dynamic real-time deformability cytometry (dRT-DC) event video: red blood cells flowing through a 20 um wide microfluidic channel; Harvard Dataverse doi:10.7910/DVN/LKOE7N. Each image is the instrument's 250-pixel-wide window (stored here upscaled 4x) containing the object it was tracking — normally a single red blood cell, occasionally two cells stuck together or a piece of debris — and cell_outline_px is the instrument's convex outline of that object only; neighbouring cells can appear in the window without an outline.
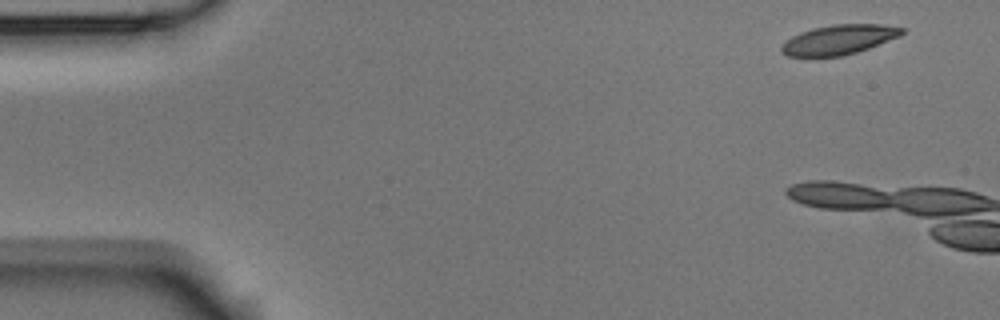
{"species": "Egyptian fruit bat (a non-hibernating species)", "species_latin": "Rousettus aegyptiacus", "temperature_condition": "room temperature", "stored_images_in_passage": 6, "camera_frame_rate_fps": 3000, "um_per_image_px": 0.085, "animal": {"sex": "male"}, "frame": {"image": 1, "passage_image": 1, "time_ms": 0.0, "image_size_px": [1000, 320], "cell_outline_px": [[908, 28], [900, 36], [868, 48], [844, 56], [788, 56], [780, 52], [780, 48], [792, 36], [800, 32], [812, 28], [832, 24], [884, 24]], "centroid_in_image_um": [71.35, 3.35], "position_along_channel_um": 13.7, "area_um2": 20.87}}
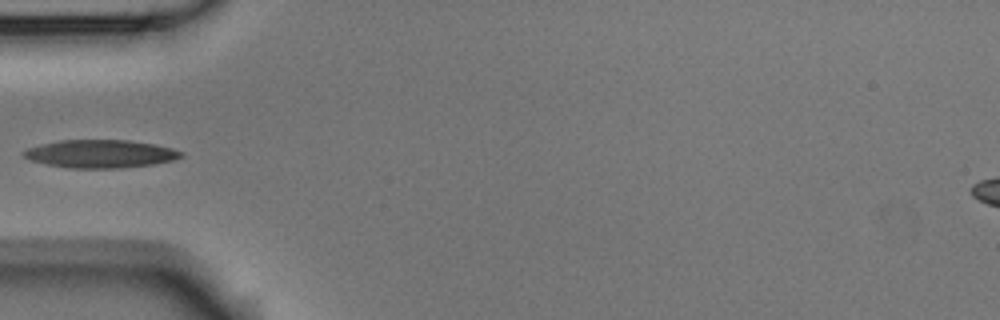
{"frame": {"image": 2, "passage_image": 6, "time_ms": 1.667, "image_size_px": [1000, 320], "cell_outline_px": [[184, 156], [172, 160], [152, 164], [120, 168], [68, 168], [48, 164], [32, 160], [24, 156], [24, 152], [28, 148], [60, 140], [128, 140], [152, 144], [172, 148], [184, 152]], "centroid_in_image_um": [8.58, 13.07], "position_along_channel_um": 76.4, "area_um2": 25.32}}